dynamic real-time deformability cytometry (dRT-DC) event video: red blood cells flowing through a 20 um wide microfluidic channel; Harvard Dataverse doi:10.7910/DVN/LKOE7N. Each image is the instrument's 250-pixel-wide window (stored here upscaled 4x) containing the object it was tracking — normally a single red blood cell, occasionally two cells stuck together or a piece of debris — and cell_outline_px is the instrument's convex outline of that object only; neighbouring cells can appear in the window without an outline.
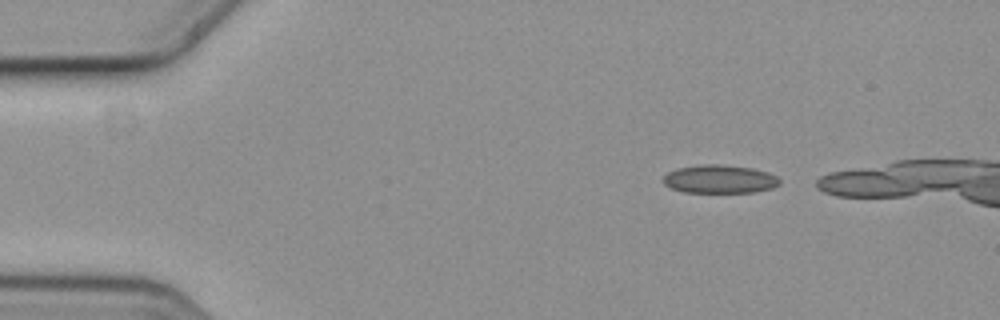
{"species": "common noctule bat (a hibernating species)", "species_latin": "Nyctalus noctula", "temperature_condition": "cold", "stored_images_in_passage": 4, "camera_frame_rate_fps": 3000, "um_per_image_px": 0.085, "animal": {"sex": "female", "body_mass_g": 19.3, "forearm_length_mm": 54.1}, "frame": {"image": 1, "passage_image": 1, "time_ms": 0.0, "image_size_px": [1000, 320], "cell_outline_px": [[780, 184], [772, 188], [752, 192], [684, 192], [672, 188], [664, 184], [664, 176], [668, 172], [676, 168], [700, 164], [724, 164], [752, 168], [768, 172], [776, 176], [780, 180]], "centroid_in_image_um": [61.17, 15.21], "position_along_channel_um": 23.8, "area_um2": 19.25}}